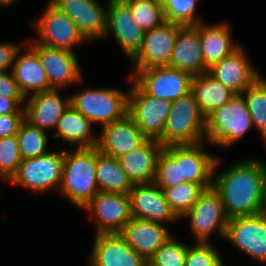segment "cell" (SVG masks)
<instances>
[{"instance_id": "obj_37", "label": "cell", "mask_w": 266, "mask_h": 266, "mask_svg": "<svg viewBox=\"0 0 266 266\" xmlns=\"http://www.w3.org/2000/svg\"><path fill=\"white\" fill-rule=\"evenodd\" d=\"M22 161L17 135L0 138V174L10 181Z\"/></svg>"}, {"instance_id": "obj_48", "label": "cell", "mask_w": 266, "mask_h": 266, "mask_svg": "<svg viewBox=\"0 0 266 266\" xmlns=\"http://www.w3.org/2000/svg\"><path fill=\"white\" fill-rule=\"evenodd\" d=\"M1 178H2L3 180H6V179L0 174V179H1Z\"/></svg>"}, {"instance_id": "obj_13", "label": "cell", "mask_w": 266, "mask_h": 266, "mask_svg": "<svg viewBox=\"0 0 266 266\" xmlns=\"http://www.w3.org/2000/svg\"><path fill=\"white\" fill-rule=\"evenodd\" d=\"M182 25L164 21L145 32L142 46L131 59L134 70L169 66L178 30Z\"/></svg>"}, {"instance_id": "obj_46", "label": "cell", "mask_w": 266, "mask_h": 266, "mask_svg": "<svg viewBox=\"0 0 266 266\" xmlns=\"http://www.w3.org/2000/svg\"><path fill=\"white\" fill-rule=\"evenodd\" d=\"M142 266H155L151 261H149V260H146L143 264H142Z\"/></svg>"}, {"instance_id": "obj_36", "label": "cell", "mask_w": 266, "mask_h": 266, "mask_svg": "<svg viewBox=\"0 0 266 266\" xmlns=\"http://www.w3.org/2000/svg\"><path fill=\"white\" fill-rule=\"evenodd\" d=\"M154 183L160 188H169L182 184L181 161H175L164 149L157 159Z\"/></svg>"}, {"instance_id": "obj_6", "label": "cell", "mask_w": 266, "mask_h": 266, "mask_svg": "<svg viewBox=\"0 0 266 266\" xmlns=\"http://www.w3.org/2000/svg\"><path fill=\"white\" fill-rule=\"evenodd\" d=\"M128 93V114L134 119L146 139L162 145L164 126L172 102L146 94L134 81Z\"/></svg>"}, {"instance_id": "obj_3", "label": "cell", "mask_w": 266, "mask_h": 266, "mask_svg": "<svg viewBox=\"0 0 266 266\" xmlns=\"http://www.w3.org/2000/svg\"><path fill=\"white\" fill-rule=\"evenodd\" d=\"M254 127L245 99L236 94L205 118V141L225 147L240 140Z\"/></svg>"}, {"instance_id": "obj_42", "label": "cell", "mask_w": 266, "mask_h": 266, "mask_svg": "<svg viewBox=\"0 0 266 266\" xmlns=\"http://www.w3.org/2000/svg\"><path fill=\"white\" fill-rule=\"evenodd\" d=\"M21 48V44L1 43L0 44V72L12 70L17 51ZM11 68V69H10Z\"/></svg>"}, {"instance_id": "obj_16", "label": "cell", "mask_w": 266, "mask_h": 266, "mask_svg": "<svg viewBox=\"0 0 266 266\" xmlns=\"http://www.w3.org/2000/svg\"><path fill=\"white\" fill-rule=\"evenodd\" d=\"M106 32L112 35L131 60L140 50L145 32L134 22L129 6L121 0H108Z\"/></svg>"}, {"instance_id": "obj_7", "label": "cell", "mask_w": 266, "mask_h": 266, "mask_svg": "<svg viewBox=\"0 0 266 266\" xmlns=\"http://www.w3.org/2000/svg\"><path fill=\"white\" fill-rule=\"evenodd\" d=\"M64 151L22 160L17 173L9 181L37 193L61 186Z\"/></svg>"}, {"instance_id": "obj_45", "label": "cell", "mask_w": 266, "mask_h": 266, "mask_svg": "<svg viewBox=\"0 0 266 266\" xmlns=\"http://www.w3.org/2000/svg\"><path fill=\"white\" fill-rule=\"evenodd\" d=\"M19 0H0V6L9 7L11 4Z\"/></svg>"}, {"instance_id": "obj_23", "label": "cell", "mask_w": 266, "mask_h": 266, "mask_svg": "<svg viewBox=\"0 0 266 266\" xmlns=\"http://www.w3.org/2000/svg\"><path fill=\"white\" fill-rule=\"evenodd\" d=\"M168 67L189 72L193 76L208 72L202 55L199 24L180 27Z\"/></svg>"}, {"instance_id": "obj_28", "label": "cell", "mask_w": 266, "mask_h": 266, "mask_svg": "<svg viewBox=\"0 0 266 266\" xmlns=\"http://www.w3.org/2000/svg\"><path fill=\"white\" fill-rule=\"evenodd\" d=\"M191 92L205 118L236 95L208 72L193 76Z\"/></svg>"}, {"instance_id": "obj_21", "label": "cell", "mask_w": 266, "mask_h": 266, "mask_svg": "<svg viewBox=\"0 0 266 266\" xmlns=\"http://www.w3.org/2000/svg\"><path fill=\"white\" fill-rule=\"evenodd\" d=\"M243 47L239 46L230 55L214 63L208 73L235 94H242L260 75L249 59Z\"/></svg>"}, {"instance_id": "obj_12", "label": "cell", "mask_w": 266, "mask_h": 266, "mask_svg": "<svg viewBox=\"0 0 266 266\" xmlns=\"http://www.w3.org/2000/svg\"><path fill=\"white\" fill-rule=\"evenodd\" d=\"M224 238L254 260L266 264V214L229 218Z\"/></svg>"}, {"instance_id": "obj_5", "label": "cell", "mask_w": 266, "mask_h": 266, "mask_svg": "<svg viewBox=\"0 0 266 266\" xmlns=\"http://www.w3.org/2000/svg\"><path fill=\"white\" fill-rule=\"evenodd\" d=\"M70 105L101 128L128 113V94L116 88L86 89L70 96Z\"/></svg>"}, {"instance_id": "obj_4", "label": "cell", "mask_w": 266, "mask_h": 266, "mask_svg": "<svg viewBox=\"0 0 266 266\" xmlns=\"http://www.w3.org/2000/svg\"><path fill=\"white\" fill-rule=\"evenodd\" d=\"M205 139V117L200 112L192 92L172 102L167 117L162 146L198 144Z\"/></svg>"}, {"instance_id": "obj_47", "label": "cell", "mask_w": 266, "mask_h": 266, "mask_svg": "<svg viewBox=\"0 0 266 266\" xmlns=\"http://www.w3.org/2000/svg\"><path fill=\"white\" fill-rule=\"evenodd\" d=\"M156 1L163 5L167 0H156Z\"/></svg>"}, {"instance_id": "obj_26", "label": "cell", "mask_w": 266, "mask_h": 266, "mask_svg": "<svg viewBox=\"0 0 266 266\" xmlns=\"http://www.w3.org/2000/svg\"><path fill=\"white\" fill-rule=\"evenodd\" d=\"M21 51L22 47L16 53L11 72L25 98L31 91L34 94L53 90L38 54L31 47L24 53Z\"/></svg>"}, {"instance_id": "obj_8", "label": "cell", "mask_w": 266, "mask_h": 266, "mask_svg": "<svg viewBox=\"0 0 266 266\" xmlns=\"http://www.w3.org/2000/svg\"><path fill=\"white\" fill-rule=\"evenodd\" d=\"M131 79L148 95L175 101L191 92L193 75L168 66L134 70Z\"/></svg>"}, {"instance_id": "obj_22", "label": "cell", "mask_w": 266, "mask_h": 266, "mask_svg": "<svg viewBox=\"0 0 266 266\" xmlns=\"http://www.w3.org/2000/svg\"><path fill=\"white\" fill-rule=\"evenodd\" d=\"M163 225L150 220L132 217L118 234L134 251L145 260H149L156 250L172 237Z\"/></svg>"}, {"instance_id": "obj_33", "label": "cell", "mask_w": 266, "mask_h": 266, "mask_svg": "<svg viewBox=\"0 0 266 266\" xmlns=\"http://www.w3.org/2000/svg\"><path fill=\"white\" fill-rule=\"evenodd\" d=\"M17 140L22 160L47 154L46 131L31 125L24 120L18 130Z\"/></svg>"}, {"instance_id": "obj_10", "label": "cell", "mask_w": 266, "mask_h": 266, "mask_svg": "<svg viewBox=\"0 0 266 266\" xmlns=\"http://www.w3.org/2000/svg\"><path fill=\"white\" fill-rule=\"evenodd\" d=\"M32 23L39 36L34 41L39 44L73 52L75 45L86 42L76 24L51 1Z\"/></svg>"}, {"instance_id": "obj_14", "label": "cell", "mask_w": 266, "mask_h": 266, "mask_svg": "<svg viewBox=\"0 0 266 266\" xmlns=\"http://www.w3.org/2000/svg\"><path fill=\"white\" fill-rule=\"evenodd\" d=\"M95 220L96 234L118 233L132 219L128 194L98 191L83 208Z\"/></svg>"}, {"instance_id": "obj_20", "label": "cell", "mask_w": 266, "mask_h": 266, "mask_svg": "<svg viewBox=\"0 0 266 266\" xmlns=\"http://www.w3.org/2000/svg\"><path fill=\"white\" fill-rule=\"evenodd\" d=\"M146 260L118 233L95 234L88 264L91 266H142Z\"/></svg>"}, {"instance_id": "obj_11", "label": "cell", "mask_w": 266, "mask_h": 266, "mask_svg": "<svg viewBox=\"0 0 266 266\" xmlns=\"http://www.w3.org/2000/svg\"><path fill=\"white\" fill-rule=\"evenodd\" d=\"M203 143L167 145L163 149L175 161H181L182 183L193 182L208 189L213 186V175L220 160L206 152Z\"/></svg>"}, {"instance_id": "obj_34", "label": "cell", "mask_w": 266, "mask_h": 266, "mask_svg": "<svg viewBox=\"0 0 266 266\" xmlns=\"http://www.w3.org/2000/svg\"><path fill=\"white\" fill-rule=\"evenodd\" d=\"M123 2L129 6L134 22L144 32L161 25L165 21L163 6L156 0H131Z\"/></svg>"}, {"instance_id": "obj_1", "label": "cell", "mask_w": 266, "mask_h": 266, "mask_svg": "<svg viewBox=\"0 0 266 266\" xmlns=\"http://www.w3.org/2000/svg\"><path fill=\"white\" fill-rule=\"evenodd\" d=\"M234 164L213 176L212 187L219 193L227 217L261 214L266 164L254 158Z\"/></svg>"}, {"instance_id": "obj_35", "label": "cell", "mask_w": 266, "mask_h": 266, "mask_svg": "<svg viewBox=\"0 0 266 266\" xmlns=\"http://www.w3.org/2000/svg\"><path fill=\"white\" fill-rule=\"evenodd\" d=\"M198 0H167L163 6L165 21L182 26L197 25L202 22L196 17Z\"/></svg>"}, {"instance_id": "obj_24", "label": "cell", "mask_w": 266, "mask_h": 266, "mask_svg": "<svg viewBox=\"0 0 266 266\" xmlns=\"http://www.w3.org/2000/svg\"><path fill=\"white\" fill-rule=\"evenodd\" d=\"M58 92L53 89L26 97L25 120L43 131L56 128L61 115L70 105V97L63 100Z\"/></svg>"}, {"instance_id": "obj_38", "label": "cell", "mask_w": 266, "mask_h": 266, "mask_svg": "<svg viewBox=\"0 0 266 266\" xmlns=\"http://www.w3.org/2000/svg\"><path fill=\"white\" fill-rule=\"evenodd\" d=\"M188 245L173 237L163 243L149 259L155 266H185Z\"/></svg>"}, {"instance_id": "obj_29", "label": "cell", "mask_w": 266, "mask_h": 266, "mask_svg": "<svg viewBox=\"0 0 266 266\" xmlns=\"http://www.w3.org/2000/svg\"><path fill=\"white\" fill-rule=\"evenodd\" d=\"M91 125L92 123L85 116L69 105L58 121L54 137L62 138L71 146L76 143L77 148L96 147L98 136L91 135Z\"/></svg>"}, {"instance_id": "obj_17", "label": "cell", "mask_w": 266, "mask_h": 266, "mask_svg": "<svg viewBox=\"0 0 266 266\" xmlns=\"http://www.w3.org/2000/svg\"><path fill=\"white\" fill-rule=\"evenodd\" d=\"M128 196L132 217L160 224L179 220L168 205L163 190L154 182L134 184Z\"/></svg>"}, {"instance_id": "obj_44", "label": "cell", "mask_w": 266, "mask_h": 266, "mask_svg": "<svg viewBox=\"0 0 266 266\" xmlns=\"http://www.w3.org/2000/svg\"><path fill=\"white\" fill-rule=\"evenodd\" d=\"M262 213L266 214V177L264 182Z\"/></svg>"}, {"instance_id": "obj_30", "label": "cell", "mask_w": 266, "mask_h": 266, "mask_svg": "<svg viewBox=\"0 0 266 266\" xmlns=\"http://www.w3.org/2000/svg\"><path fill=\"white\" fill-rule=\"evenodd\" d=\"M96 180L98 189L102 192L128 194L133 186L118 159L102 153L98 148Z\"/></svg>"}, {"instance_id": "obj_9", "label": "cell", "mask_w": 266, "mask_h": 266, "mask_svg": "<svg viewBox=\"0 0 266 266\" xmlns=\"http://www.w3.org/2000/svg\"><path fill=\"white\" fill-rule=\"evenodd\" d=\"M187 216L197 242H210L213 232L224 238L229 218L224 211L219 193L213 187L204 190L183 217Z\"/></svg>"}, {"instance_id": "obj_27", "label": "cell", "mask_w": 266, "mask_h": 266, "mask_svg": "<svg viewBox=\"0 0 266 266\" xmlns=\"http://www.w3.org/2000/svg\"><path fill=\"white\" fill-rule=\"evenodd\" d=\"M227 23L203 25L199 23V36L205 65L210 68L214 63L230 55L240 45L234 44Z\"/></svg>"}, {"instance_id": "obj_40", "label": "cell", "mask_w": 266, "mask_h": 266, "mask_svg": "<svg viewBox=\"0 0 266 266\" xmlns=\"http://www.w3.org/2000/svg\"><path fill=\"white\" fill-rule=\"evenodd\" d=\"M24 120L25 114L0 115V138L16 135Z\"/></svg>"}, {"instance_id": "obj_32", "label": "cell", "mask_w": 266, "mask_h": 266, "mask_svg": "<svg viewBox=\"0 0 266 266\" xmlns=\"http://www.w3.org/2000/svg\"><path fill=\"white\" fill-rule=\"evenodd\" d=\"M161 189L168 205L179 219L191 209L205 190L202 185L193 182H185L174 187Z\"/></svg>"}, {"instance_id": "obj_18", "label": "cell", "mask_w": 266, "mask_h": 266, "mask_svg": "<svg viewBox=\"0 0 266 266\" xmlns=\"http://www.w3.org/2000/svg\"><path fill=\"white\" fill-rule=\"evenodd\" d=\"M78 27L86 41L104 38L107 9L98 0H50Z\"/></svg>"}, {"instance_id": "obj_15", "label": "cell", "mask_w": 266, "mask_h": 266, "mask_svg": "<svg viewBox=\"0 0 266 266\" xmlns=\"http://www.w3.org/2000/svg\"><path fill=\"white\" fill-rule=\"evenodd\" d=\"M30 47L38 54L52 89L60 90L83 80L79 60L73 51L48 47L35 41Z\"/></svg>"}, {"instance_id": "obj_19", "label": "cell", "mask_w": 266, "mask_h": 266, "mask_svg": "<svg viewBox=\"0 0 266 266\" xmlns=\"http://www.w3.org/2000/svg\"><path fill=\"white\" fill-rule=\"evenodd\" d=\"M146 138L127 113L122 119L101 128L97 148L104 154L119 158L140 146Z\"/></svg>"}, {"instance_id": "obj_39", "label": "cell", "mask_w": 266, "mask_h": 266, "mask_svg": "<svg viewBox=\"0 0 266 266\" xmlns=\"http://www.w3.org/2000/svg\"><path fill=\"white\" fill-rule=\"evenodd\" d=\"M210 242L188 246L185 266H225L219 251Z\"/></svg>"}, {"instance_id": "obj_31", "label": "cell", "mask_w": 266, "mask_h": 266, "mask_svg": "<svg viewBox=\"0 0 266 266\" xmlns=\"http://www.w3.org/2000/svg\"><path fill=\"white\" fill-rule=\"evenodd\" d=\"M241 95L246 101L253 125L266 142V79L259 76Z\"/></svg>"}, {"instance_id": "obj_25", "label": "cell", "mask_w": 266, "mask_h": 266, "mask_svg": "<svg viewBox=\"0 0 266 266\" xmlns=\"http://www.w3.org/2000/svg\"><path fill=\"white\" fill-rule=\"evenodd\" d=\"M163 148L158 141L146 139L131 152L117 158L132 185L154 182L157 159Z\"/></svg>"}, {"instance_id": "obj_41", "label": "cell", "mask_w": 266, "mask_h": 266, "mask_svg": "<svg viewBox=\"0 0 266 266\" xmlns=\"http://www.w3.org/2000/svg\"><path fill=\"white\" fill-rule=\"evenodd\" d=\"M0 95L9 98H25L11 71L10 73L0 72Z\"/></svg>"}, {"instance_id": "obj_2", "label": "cell", "mask_w": 266, "mask_h": 266, "mask_svg": "<svg viewBox=\"0 0 266 266\" xmlns=\"http://www.w3.org/2000/svg\"><path fill=\"white\" fill-rule=\"evenodd\" d=\"M97 147L64 150L61 192L83 209L99 191L96 180Z\"/></svg>"}, {"instance_id": "obj_43", "label": "cell", "mask_w": 266, "mask_h": 266, "mask_svg": "<svg viewBox=\"0 0 266 266\" xmlns=\"http://www.w3.org/2000/svg\"><path fill=\"white\" fill-rule=\"evenodd\" d=\"M25 98H9L0 95V115L25 114ZM20 106V107H19Z\"/></svg>"}]
</instances>
